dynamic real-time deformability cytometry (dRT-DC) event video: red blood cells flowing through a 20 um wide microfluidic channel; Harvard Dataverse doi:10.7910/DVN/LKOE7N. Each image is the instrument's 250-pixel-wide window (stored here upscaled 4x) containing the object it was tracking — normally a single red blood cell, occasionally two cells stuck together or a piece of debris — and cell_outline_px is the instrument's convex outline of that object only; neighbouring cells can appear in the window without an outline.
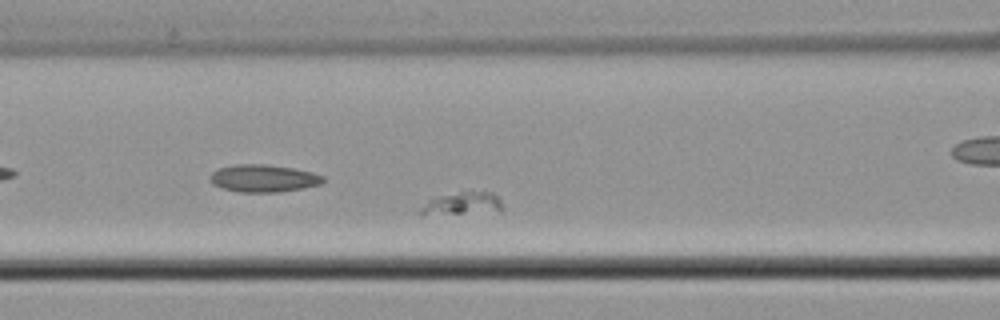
{"species": "common noctule bat (a hibernating species)", "species_latin": "Nyctalus noctula", "temperature_condition": "cold", "stored_images_in_passage": 41, "camera_frame_rate_fps": 3000, "um_per_image_px": 0.085, "animal": {"sex": "male", "body_mass_g": 21.5, "forearm_length_mm": 52.0}, "frame": {"image": 1, "passage_image": 10, "time_ms": 3.0, "image_size_px": [1000, 320], "cell_outline_px": [[500, 212], [416, 212], [432, 196], [460, 188], [492, 192], [500, 200]], "centroid_in_image_um": [39.32, 17.17], "position_along_channel_um": 127.3, "area_um2": 10.98}}
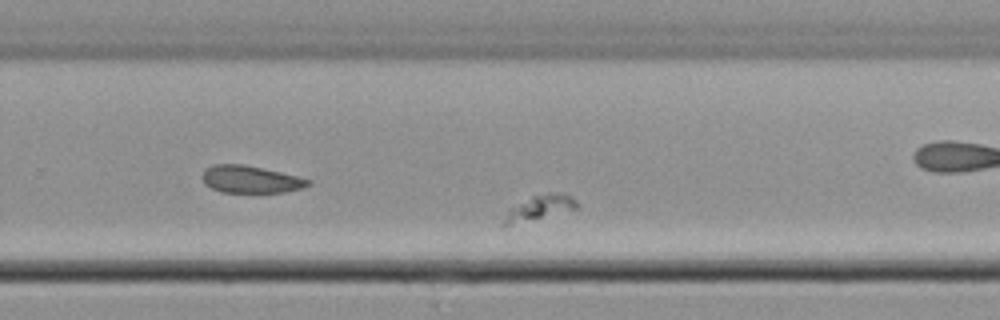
{"frame": {"image": 2, "passage_image": 23, "time_ms": 7.333, "image_size_px": [1000, 320], "cell_outline_px": [[580, 208], [508, 224], [500, 224], [508, 208], [532, 196], [544, 192], [564, 192], [572, 196], [580, 204]], "centroid_in_image_um": [45.93, 17.58], "position_along_channel_um": 283.9, "area_um2": 10.46}}
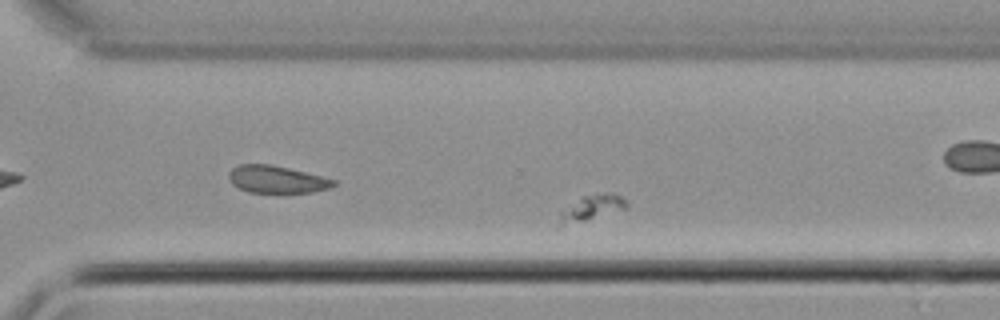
{"frame": {"image": 3, "passage_image": 26, "time_ms": 8.333, "image_size_px": [1000, 320], "cell_outline_px": [[628, 208], [556, 228], [560, 212], [580, 196], [596, 192], [608, 192], [620, 196], [628, 204]], "centroid_in_image_um": [50.23, 17.65], "position_along_channel_um": 320.4, "area_um2": 10.12}}